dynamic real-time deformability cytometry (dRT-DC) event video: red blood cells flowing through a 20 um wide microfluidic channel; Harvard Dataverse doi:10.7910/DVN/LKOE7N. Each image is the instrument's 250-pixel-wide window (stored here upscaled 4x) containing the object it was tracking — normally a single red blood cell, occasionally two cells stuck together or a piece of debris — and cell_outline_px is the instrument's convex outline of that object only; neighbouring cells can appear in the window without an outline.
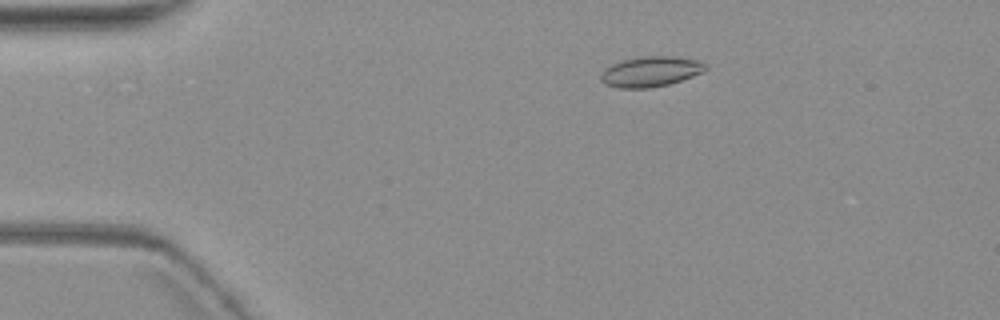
{"species": "common noctule bat (a hibernating species)", "species_latin": "Nyctalus noctula", "temperature_condition": "warm", "stored_images_in_passage": 4, "camera_frame_rate_fps": 3000, "um_per_image_px": 0.085, "animal": {"sex": "female", "body_mass_g": 19.3, "forearm_length_mm": 54.1}, "frame": {"image": 1, "passage_image": 2, "time_ms": 1.333, "image_size_px": [1000, 320], "cell_outline_px": [[708, 68], [692, 76], [668, 84], [648, 88], [620, 88], [604, 84], [600, 80], [600, 76], [604, 68], [620, 60], [644, 56], [672, 56], [700, 60], [708, 64]], "centroid_in_image_um": [55.28, 6.07], "position_along_channel_um": 29.7, "area_um2": 18.55}}